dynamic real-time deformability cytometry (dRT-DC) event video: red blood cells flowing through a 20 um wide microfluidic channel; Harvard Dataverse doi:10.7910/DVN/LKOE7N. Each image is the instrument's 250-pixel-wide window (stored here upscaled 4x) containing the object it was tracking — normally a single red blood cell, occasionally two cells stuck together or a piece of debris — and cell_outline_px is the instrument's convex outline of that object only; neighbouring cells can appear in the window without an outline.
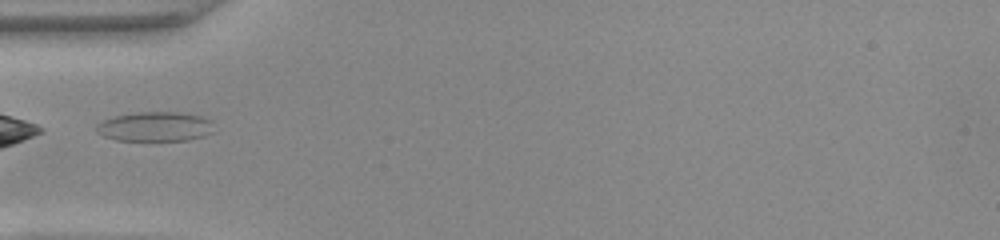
{"species": "common noctule bat (a hibernating species)", "species_latin": "Nyctalus noctula", "temperature_condition": "warm", "stored_images_in_passage": 20, "camera_frame_rate_fps": 3000, "um_per_image_px": 0.085, "animal": {"sex": "female", "body_mass_g": 22.0, "forearm_length_mm": 56.7}, "frame": {"image": 1, "passage_image": 1, "time_ms": 0.0, "image_size_px": [1000, 240], "cell_outline_px": [[212, 132], [204, 136], [188, 140], [116, 140], [104, 136], [96, 132], [96, 124], [104, 120], [116, 116], [140, 112], [176, 112], [200, 116], [208, 120]], "centroid_in_image_um": [13.13, 10.77], "position_along_channel_um": 71.9, "area_um2": 19.83}}
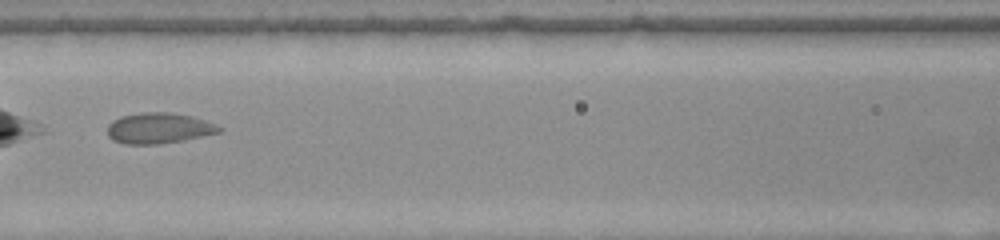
{"frame": {"image": 2, "passage_image": 7, "time_ms": 2.0, "image_size_px": [1000, 240], "cell_outline_px": [[224, 128], [220, 132], [184, 140], [160, 144], [124, 144], [112, 140], [108, 136], [108, 124], [112, 120], [120, 116], [144, 112], [168, 112], [192, 116], [216, 124]], "centroid_in_image_um": [13.49, 10.89], "position_along_channel_um": 153.1, "area_um2": 20.11}}
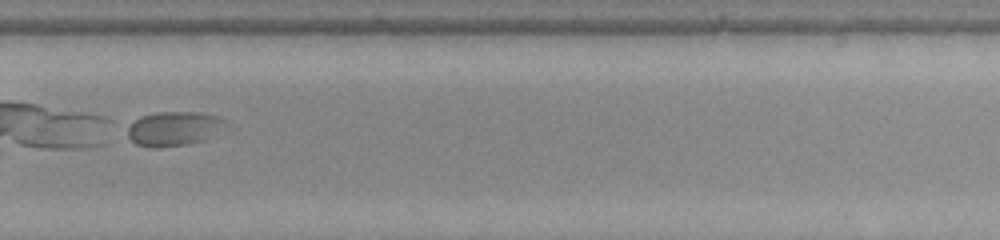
{"frame": {"image": 3, "passage_image": 19, "time_ms": 6.0, "image_size_px": [1000, 240], "cell_outline_px": [[228, 124], [200, 140], [188, 144], [156, 148], [136, 144], [128, 136], [128, 128], [136, 120], [144, 116], [156, 112], [192, 112], [216, 116], [224, 120]], "centroid_in_image_um": [14.73, 10.93], "position_along_channel_um": 315.1, "area_um2": 18.84}}